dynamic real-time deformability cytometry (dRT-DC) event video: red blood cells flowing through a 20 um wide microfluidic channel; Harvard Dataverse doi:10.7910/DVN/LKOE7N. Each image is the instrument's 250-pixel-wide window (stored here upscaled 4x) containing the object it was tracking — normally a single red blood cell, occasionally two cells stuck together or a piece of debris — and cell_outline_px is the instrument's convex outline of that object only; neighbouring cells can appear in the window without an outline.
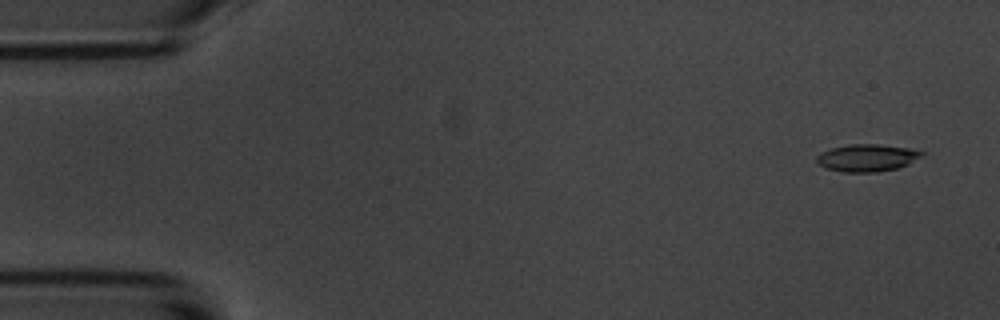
{"species": "common noctule bat (a hibernating species)", "species_latin": "Nyctalus noctula", "temperature_condition": "room temperature", "stored_images_in_passage": 4, "camera_frame_rate_fps": 3000, "um_per_image_px": 0.085, "animal": {"sex": "male", "body_mass_g": 20.1, "forearm_length_mm": 53.5}, "frame": {"image": 1, "passage_image": 1, "time_ms": 0.0, "image_size_px": [1000, 320], "cell_outline_px": [[924, 156], [908, 164], [896, 168], [876, 172], [840, 172], [824, 168], [816, 160], [816, 156], [820, 152], [832, 148], [848, 144], [880, 144], [912, 148], [924, 152]], "centroid_in_image_um": [73.71, 13.41], "position_along_channel_um": 11.3, "area_um2": 16.94}}